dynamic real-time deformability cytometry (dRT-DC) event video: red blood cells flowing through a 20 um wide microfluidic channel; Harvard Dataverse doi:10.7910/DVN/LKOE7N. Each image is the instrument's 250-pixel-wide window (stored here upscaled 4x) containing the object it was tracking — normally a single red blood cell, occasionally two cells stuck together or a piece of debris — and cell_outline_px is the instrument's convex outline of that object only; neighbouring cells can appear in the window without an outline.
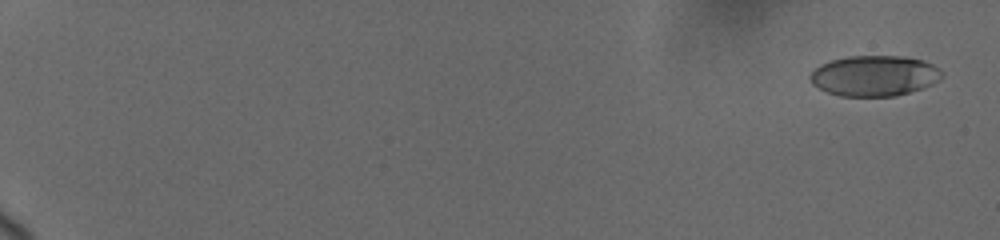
{"species": "human", "species_latin": "Homo sapiens", "temperature_condition": "cold", "stored_images_in_passage": 18, "camera_frame_rate_fps": 3000, "um_per_image_px": 0.085, "donor": {"sex": "female"}, "frame": {"image": 1, "passage_image": 1, "time_ms": 0.0, "image_size_px": [1000, 240], "cell_outline_px": [[944, 76], [932, 84], [896, 96], [840, 96], [828, 92], [812, 84], [808, 76], [820, 64], [832, 60], [848, 56], [900, 56], [924, 60], [940, 68], [944, 72]], "centroid_in_image_um": [74.33, 6.43], "position_along_channel_um": 10.7, "area_um2": 31.15}}
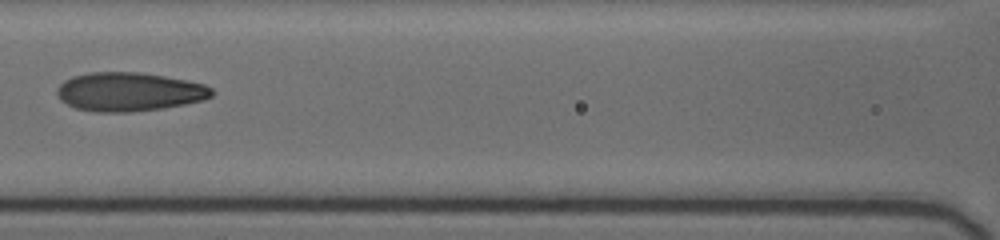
{"frame": {"image": 2, "passage_image": 13, "time_ms": 9.667, "image_size_px": [1000, 240], "cell_outline_px": [[216, 92], [212, 96], [200, 100], [184, 104], [160, 108], [128, 112], [96, 112], [76, 108], [60, 100], [56, 92], [56, 88], [64, 80], [72, 76], [88, 72], [140, 72], [164, 76], [204, 84], [212, 88]], "centroid_in_image_um": [10.94, 7.79], "position_along_channel_um": 155.7, "area_um2": 34.91}}
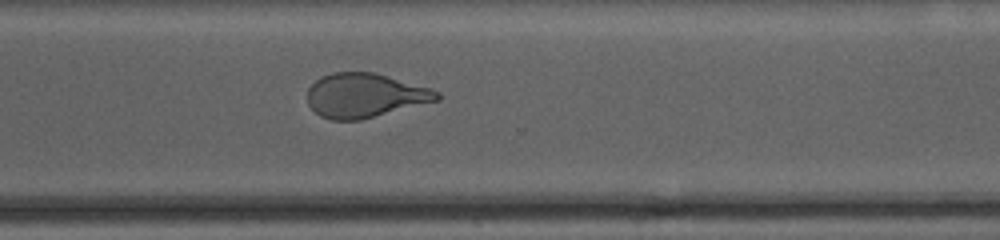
{"frame": {"image": 3, "passage_image": 18, "time_ms": 14.667, "image_size_px": [1000, 240], "cell_outline_px": [[440, 100], [360, 120], [332, 120], [320, 116], [308, 104], [308, 88], [320, 76], [332, 72], [372, 72], [432, 88], [440, 92]], "centroid_in_image_um": [31.03, 8.11], "position_along_channel_um": 339.6, "area_um2": 33.41}}